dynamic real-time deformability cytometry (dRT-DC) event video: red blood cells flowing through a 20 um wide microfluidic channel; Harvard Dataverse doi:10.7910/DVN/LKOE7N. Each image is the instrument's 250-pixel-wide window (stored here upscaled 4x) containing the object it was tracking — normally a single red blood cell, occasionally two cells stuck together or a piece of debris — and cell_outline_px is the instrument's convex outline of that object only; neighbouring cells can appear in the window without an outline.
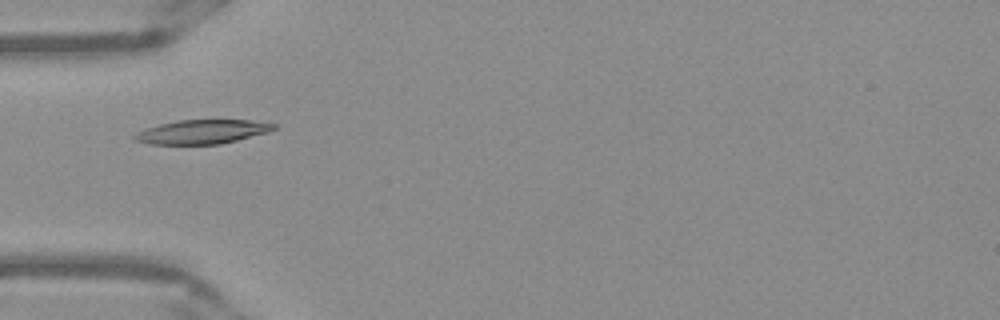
{"species": "Egyptian fruit bat (a non-hibernating species)", "species_latin": "Rousettus aegyptiacus", "temperature_condition": "warm", "stored_images_in_passage": 44, "camera_frame_rate_fps": 3000, "um_per_image_px": 0.085, "frame": {"image": 1, "passage_image": 9, "time_ms": 2.667, "image_size_px": [1000, 320], "cell_outline_px": [[276, 128], [268, 132], [220, 144], [148, 144], [136, 140], [132, 136], [136, 132], [144, 128], [176, 120], [252, 120], [276, 124]], "centroid_in_image_um": [17.15, 11.2], "position_along_channel_um": 67.8, "area_um2": 19.48}}
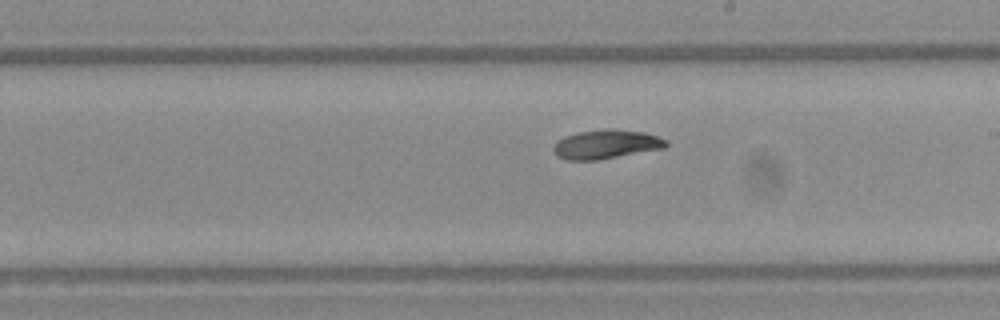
{"frame": {"image": 2, "passage_image": 22, "time_ms": 7.0, "image_size_px": [1000, 320], "cell_outline_px": [[668, 144], [664, 148], [596, 160], [568, 160], [556, 156], [552, 148], [556, 140], [564, 136], [576, 132], [604, 128], [612, 128], [644, 132], [668, 140]], "centroid_in_image_um": [51.48, 12.25], "position_along_channel_um": 237.5, "area_um2": 19.25}}
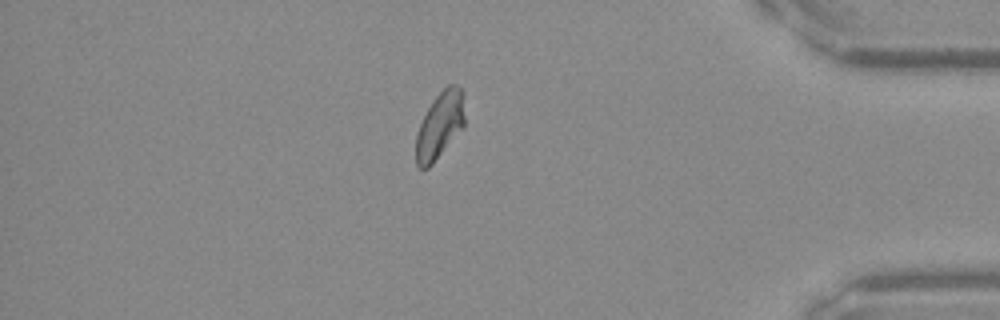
{"frame": {"image": 3, "passage_image": 37, "time_ms": 12.0, "image_size_px": [1000, 320], "cell_outline_px": [[464, 124], [432, 164], [428, 168], [420, 168], [416, 164], [416, 136], [420, 124], [432, 100], [448, 84], [456, 84], [464, 92]], "centroid_in_image_um": [37.38, 10.61], "position_along_channel_um": 397.8, "area_um2": 18.55}, "authors_computed_cell_mechanics": {"area_um2": 19.074, "velocity_mm_per_s": 3.9057, "shape_relaxation_time_tau1_ms": 8.8756, "shape_relaxation_time_tau2_ms": null, "deformation_change_tau1": 0.215, "deformation_change_tau2": null}}